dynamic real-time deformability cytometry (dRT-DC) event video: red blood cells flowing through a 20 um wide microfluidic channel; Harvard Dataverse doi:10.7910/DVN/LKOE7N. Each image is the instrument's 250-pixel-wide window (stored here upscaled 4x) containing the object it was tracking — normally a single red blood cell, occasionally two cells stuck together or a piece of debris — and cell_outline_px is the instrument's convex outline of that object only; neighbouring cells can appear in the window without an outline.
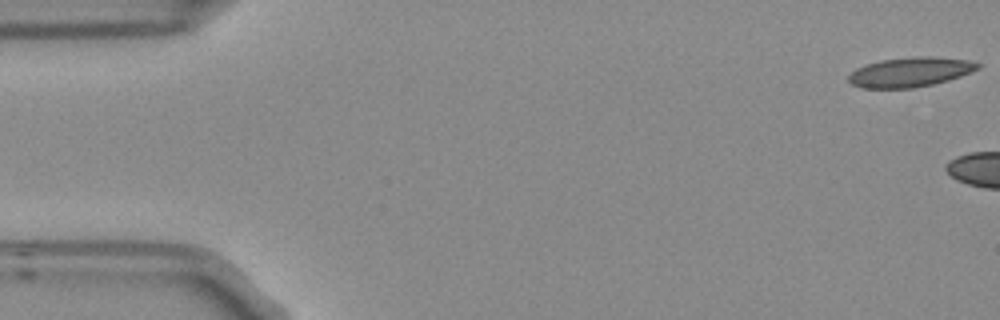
{"species": "Egyptian fruit bat (a non-hibernating species)", "species_latin": "Rousettus aegyptiacus", "temperature_condition": "room temperature", "stored_images_in_passage": 3, "camera_frame_rate_fps": 3000, "um_per_image_px": 0.085, "frame": {"image": 1, "passage_image": 1, "time_ms": 0.0, "image_size_px": [1000, 320], "cell_outline_px": [[980, 68], [960, 76], [948, 80], [932, 84], [912, 88], [860, 88], [852, 84], [848, 80], [848, 76], [856, 68], [880, 60], [916, 56], [932, 56], [968, 60], [980, 64]], "centroid_in_image_um": [77.35, 6.12], "position_along_channel_um": 7.6, "area_um2": 22.2}}